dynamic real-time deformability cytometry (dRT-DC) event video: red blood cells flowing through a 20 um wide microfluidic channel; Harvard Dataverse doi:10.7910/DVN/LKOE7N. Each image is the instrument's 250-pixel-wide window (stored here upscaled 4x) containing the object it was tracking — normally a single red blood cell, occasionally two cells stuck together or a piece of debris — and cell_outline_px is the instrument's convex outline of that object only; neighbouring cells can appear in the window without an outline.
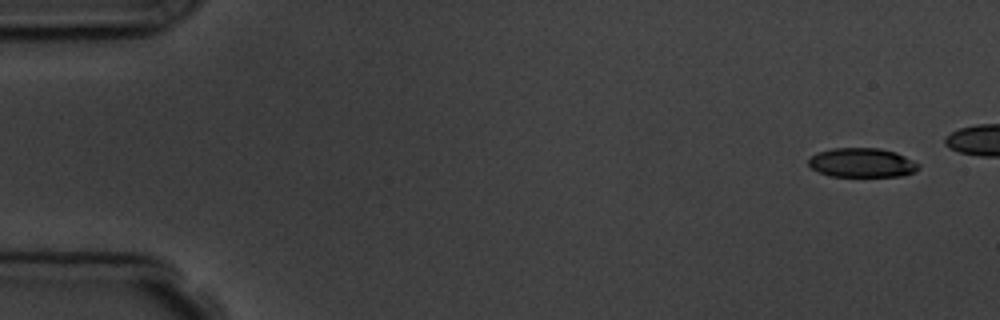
{"species": "common noctule bat (a hibernating species)", "species_latin": "Nyctalus noctula", "temperature_condition": "room temperature", "stored_images_in_passage": 5, "camera_frame_rate_fps": 3000, "um_per_image_px": 0.085, "animal": {"sex": "male", "body_mass_g": 19.5, "forearm_length_mm": 54.6}, "frame": {"image": 1, "passage_image": 1, "time_ms": 0.0, "image_size_px": [1000, 320], "cell_outline_px": [[920, 168], [912, 172], [900, 176], [828, 176], [812, 168], [808, 164], [808, 160], [816, 152], [832, 148], [880, 148], [896, 152], [920, 164]], "centroid_in_image_um": [73.25, 13.82], "position_along_channel_um": 11.7, "area_um2": 18.73}}